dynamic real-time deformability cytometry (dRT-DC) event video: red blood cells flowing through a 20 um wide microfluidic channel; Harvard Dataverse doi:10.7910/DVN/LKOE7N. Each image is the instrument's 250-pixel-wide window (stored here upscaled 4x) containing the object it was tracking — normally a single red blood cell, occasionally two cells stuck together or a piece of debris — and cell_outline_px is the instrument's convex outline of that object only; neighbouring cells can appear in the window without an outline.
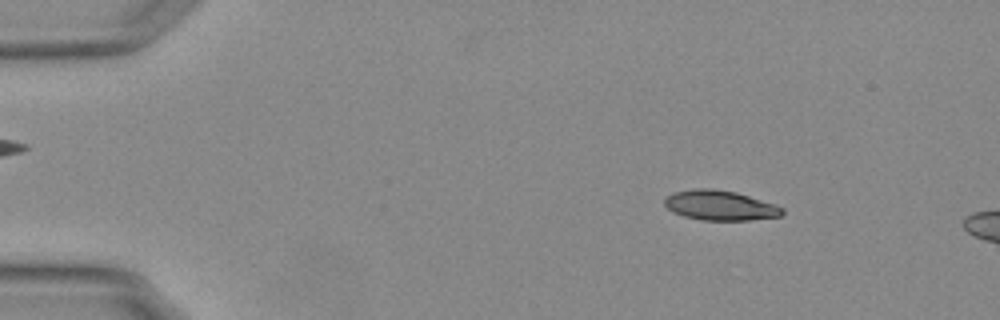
{"species": "Egyptian fruit bat (a non-hibernating species)", "species_latin": "Rousettus aegyptiacus", "temperature_condition": "warm", "stored_images_in_passage": 8, "camera_frame_rate_fps": 3000, "um_per_image_px": 0.085, "animal": {"sex": "female"}, "frame": {"image": 1, "passage_image": 3, "time_ms": 0.667, "image_size_px": [1000, 320], "cell_outline_px": [[784, 212], [780, 216], [748, 220], [700, 220], [684, 216], [672, 212], [664, 204], [664, 200], [668, 196], [676, 192], [696, 188], [712, 188], [736, 192], [776, 204], [784, 208]], "centroid_in_image_um": [61.22, 17.46], "position_along_channel_um": 23.8, "area_um2": 20.46}}